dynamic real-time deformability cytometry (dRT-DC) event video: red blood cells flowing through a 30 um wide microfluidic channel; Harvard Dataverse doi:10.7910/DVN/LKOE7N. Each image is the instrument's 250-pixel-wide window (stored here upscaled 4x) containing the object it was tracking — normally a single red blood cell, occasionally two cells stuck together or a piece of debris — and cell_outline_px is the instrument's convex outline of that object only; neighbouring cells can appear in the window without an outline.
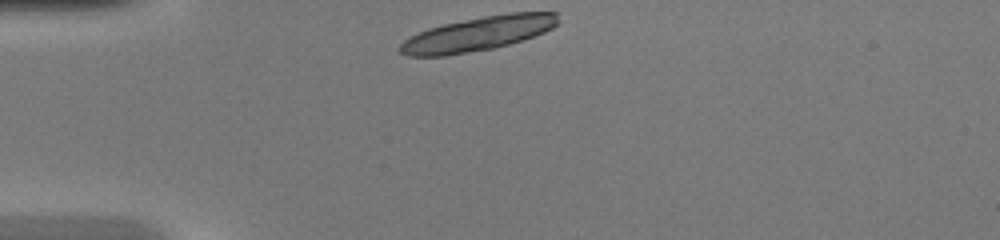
{"species": "common noctule bat (a hibernating species)", "species_latin": "Nyctalus noctula", "temperature_condition": "warm", "stored_images_in_passage": 5, "camera_frame_rate_fps": 3000, "um_per_image_px": 0.085, "animal": {"sex": "female", "body_mass_g": 20.0, "forearm_length_mm": 54.0}, "frame": {"image": 1, "passage_image": 1, "time_ms": 0.0, "image_size_px": [1000, 240], "cell_outline_px": [[560, 20], [552, 28], [544, 32], [508, 44], [492, 48], [444, 56], [408, 56], [400, 52], [396, 48], [404, 40], [428, 28], [444, 24], [484, 16], [508, 12], [556, 12]], "centroid_in_image_um": [40.62, 2.86], "position_along_channel_um": 44.4, "area_um2": 31.21}}